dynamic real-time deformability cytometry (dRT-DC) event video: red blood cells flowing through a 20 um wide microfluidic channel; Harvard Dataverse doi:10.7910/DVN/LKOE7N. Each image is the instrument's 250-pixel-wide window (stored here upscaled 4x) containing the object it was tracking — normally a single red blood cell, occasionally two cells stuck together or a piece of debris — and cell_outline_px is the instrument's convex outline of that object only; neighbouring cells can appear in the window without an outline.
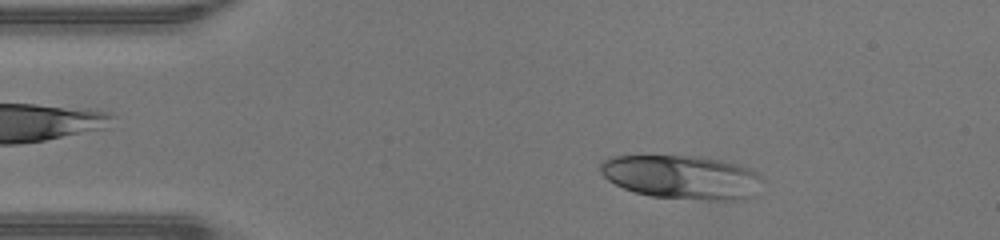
{"species": "human", "species_latin": "Homo sapiens", "temperature_condition": "warm", "stored_images_in_passage": 43, "camera_frame_rate_fps": 3000, "um_per_image_px": 0.085, "donor": {"sex": "male"}, "frame": {"image": 1, "passage_image": 5, "time_ms": 1.333, "image_size_px": [1000, 240], "cell_outline_px": [[764, 180], [744, 200], [708, 200], [652, 196], [636, 192], [624, 188], [608, 180], [600, 172], [600, 164], [608, 156], [700, 156], [740, 164], [756, 172]], "centroid_in_image_um": [57.95, 15.04], "position_along_channel_um": 27.1, "area_um2": 41.15}}
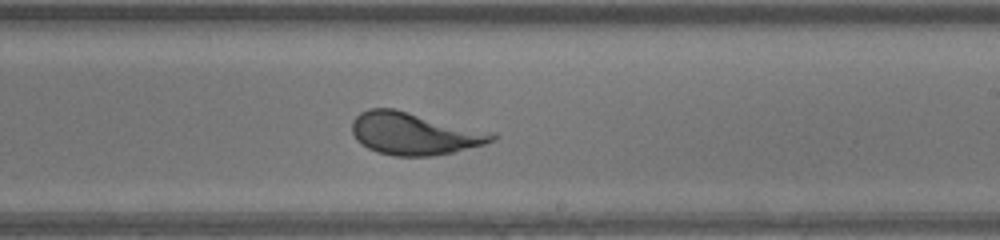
{"frame": {"image": 2, "passage_image": 24, "time_ms": 7.667, "image_size_px": [1000, 240], "cell_outline_px": [[500, 136], [496, 140], [484, 144], [452, 152], [432, 156], [396, 156], [376, 152], [360, 144], [356, 140], [352, 132], [352, 120], [360, 112], [368, 108], [396, 108], [496, 132]], "centroid_in_image_um": [35.25, 11.34], "position_along_channel_um": 253.8, "area_um2": 35.26}}
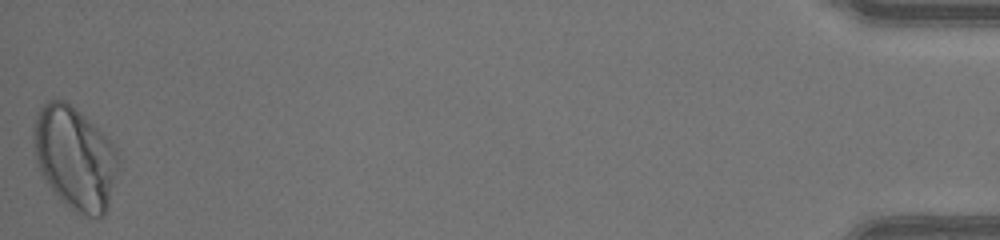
{"frame": {"image": 3, "passage_image": 43, "time_ms": 14.0, "image_size_px": [1000, 240], "cell_outline_px": [[120, 164], [108, 208], [104, 216], [80, 216], [64, 204], [60, 200], [40, 176], [36, 164], [32, 128], [36, 112], [48, 100], [64, 100], [80, 112], [112, 144], [120, 160]], "centroid_in_image_um": [6.34, 13.48], "position_along_channel_um": 428.9, "area_um2": 51.27}}